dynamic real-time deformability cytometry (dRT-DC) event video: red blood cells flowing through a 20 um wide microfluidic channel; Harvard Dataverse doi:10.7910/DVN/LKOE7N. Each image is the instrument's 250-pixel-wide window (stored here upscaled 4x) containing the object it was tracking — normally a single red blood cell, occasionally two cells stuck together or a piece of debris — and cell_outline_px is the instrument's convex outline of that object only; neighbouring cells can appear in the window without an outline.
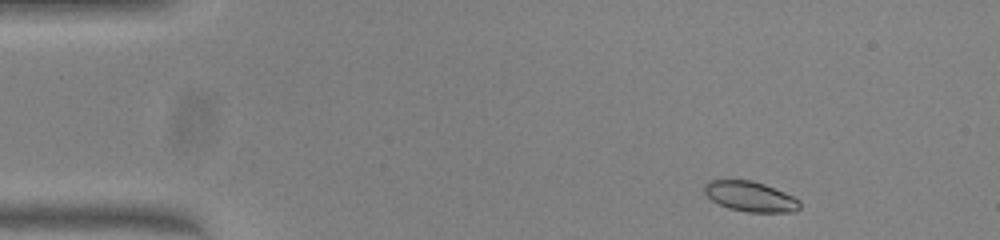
{"species": "common noctule bat (a hibernating species)", "species_latin": "Nyctalus noctula", "temperature_condition": "warm", "stored_images_in_passage": 47, "camera_frame_rate_fps": 3000, "um_per_image_px": 0.085, "animal": {"sex": "female", "body_mass_g": 23.0, "forearm_length_mm": 53.4}, "frame": {"image": 1, "passage_image": 2, "time_ms": 0.333, "image_size_px": [1000, 240], "cell_outline_px": [[800, 208], [796, 212], [748, 212], [728, 208], [712, 200], [704, 192], [704, 184], [708, 180], [752, 180], [764, 184], [784, 192], [800, 200]], "centroid_in_image_um": [63.78, 16.7], "position_along_channel_um": 21.2, "area_um2": 16.76}}
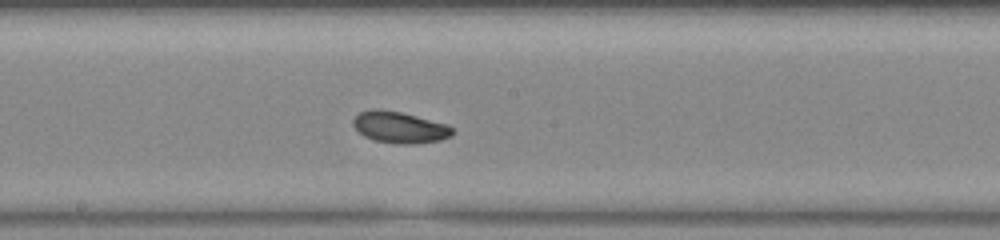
{"frame": {"image": 2, "passage_image": 23, "time_ms": 7.333, "image_size_px": [1000, 240], "cell_outline_px": [[452, 136], [440, 140], [416, 144], [396, 144], [376, 140], [364, 136], [352, 124], [352, 120], [360, 112], [372, 108], [376, 108], [400, 112], [448, 124], [452, 128]], "centroid_in_image_um": [33.97, 10.82], "position_along_channel_um": 214.2, "area_um2": 18.15}}
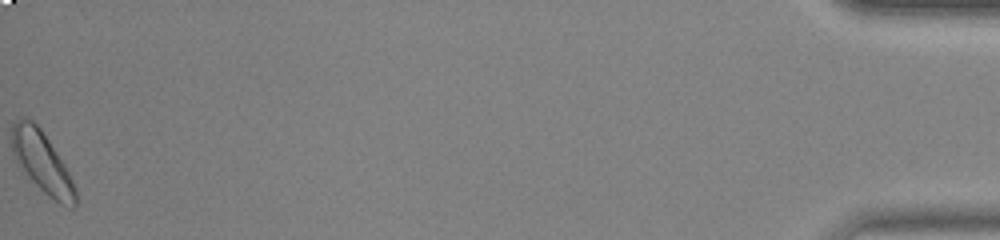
{"frame": {"image": 3, "passage_image": 47, "time_ms": 15.333, "image_size_px": [1000, 240], "cell_outline_px": [[76, 204], [72, 208], [68, 208], [60, 204], [48, 196], [20, 168], [12, 156], [12, 124], [16, 120], [32, 120], [40, 128], [64, 164], [76, 188]], "centroid_in_image_um": [3.58, 13.83], "position_along_channel_um": 431.6, "area_um2": 22.25}}